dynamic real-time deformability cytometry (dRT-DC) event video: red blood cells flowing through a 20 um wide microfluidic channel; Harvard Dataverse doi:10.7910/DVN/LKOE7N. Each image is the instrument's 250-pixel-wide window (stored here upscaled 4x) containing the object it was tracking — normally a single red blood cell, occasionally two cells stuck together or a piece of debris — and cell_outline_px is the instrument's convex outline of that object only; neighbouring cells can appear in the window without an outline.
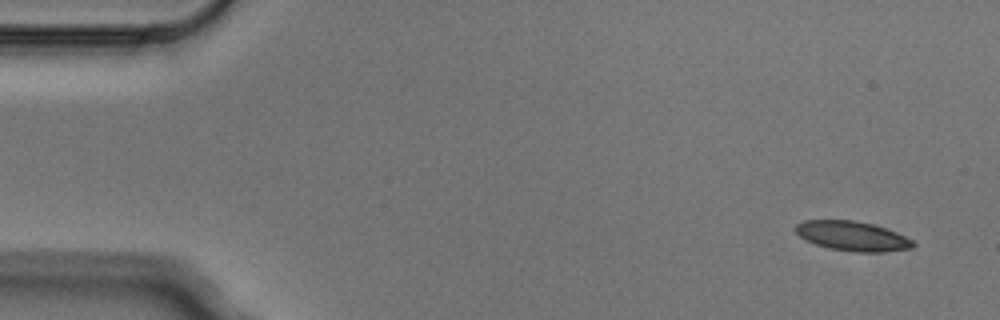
{"species": "Egyptian fruit bat (a non-hibernating species)", "species_latin": "Rousettus aegyptiacus", "temperature_condition": "cold", "stored_images_in_passage": 6, "segment_of_instrument_passage": [2, 2], "camera_frame_rate_fps": 3000, "um_per_image_px": 0.085, "animal": {"sex": "male"}, "frame": {"image": 1, "passage_image": 6, "time_ms": 1.667, "image_size_px": [1000, 320], "cell_outline_px": [[916, 244], [912, 248], [884, 252], [852, 252], [828, 248], [804, 240], [796, 232], [796, 224], [804, 220], [856, 220], [872, 224], [896, 232], [912, 240]], "centroid_in_image_um": [72.44, 20.07], "position_along_channel_um": 12.6, "area_um2": 20.29}}